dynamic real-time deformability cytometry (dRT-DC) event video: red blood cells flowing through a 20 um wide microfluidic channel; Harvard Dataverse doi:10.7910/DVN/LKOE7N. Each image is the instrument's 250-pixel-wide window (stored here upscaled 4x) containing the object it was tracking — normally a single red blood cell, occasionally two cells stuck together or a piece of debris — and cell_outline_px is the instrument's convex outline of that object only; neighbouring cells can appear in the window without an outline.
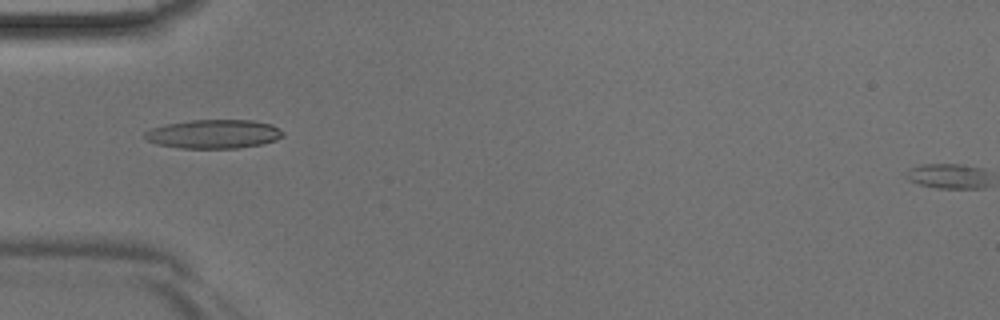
{"species": "Egyptian fruit bat (a non-hibernating species)", "species_latin": "Rousettus aegyptiacus", "temperature_condition": "room temperature", "stored_images_in_passage": 31, "camera_frame_rate_fps": 3000, "um_per_image_px": 0.085, "animal": {"sex": "male"}, "frame": {"image": 1, "passage_image": 1, "time_ms": 0.0, "image_size_px": [1000, 320], "cell_outline_px": [[284, 136], [276, 140], [260, 144], [236, 148], [180, 148], [156, 144], [144, 140], [144, 132], [152, 128], [168, 124], [192, 120], [252, 120], [272, 124], [284, 132]], "centroid_in_image_um": [18.16, 11.39], "position_along_channel_um": 66.8, "area_um2": 23.24}}
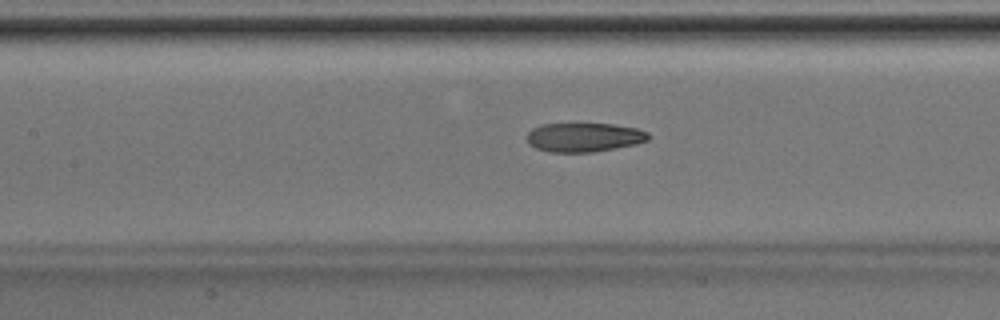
{"frame": {"image": 2, "passage_image": 7, "time_ms": 2.0, "image_size_px": [1000, 320], "cell_outline_px": [[652, 136], [648, 140], [636, 144], [592, 152], [548, 152], [536, 148], [528, 144], [528, 132], [532, 128], [540, 124], [612, 124], [636, 128], [648, 132]], "centroid_in_image_um": [49.65, 11.67], "position_along_channel_um": 157.8, "area_um2": 20.58}}
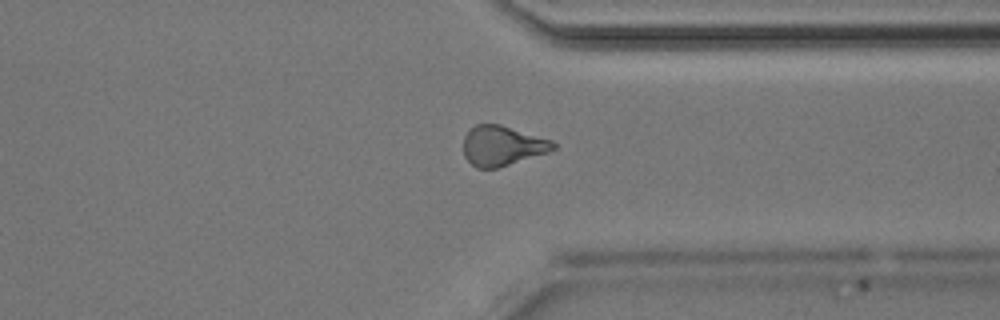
{"frame": {"image": 3, "passage_image": 21, "time_ms": 6.667, "image_size_px": [1000, 320], "cell_outline_px": [[556, 148], [548, 152], [496, 168], [476, 168], [464, 156], [464, 136], [476, 124], [500, 124], [552, 140], [556, 144]], "centroid_in_image_um": [42.69, 12.38], "position_along_channel_um": 368.7, "area_um2": 20.63}}